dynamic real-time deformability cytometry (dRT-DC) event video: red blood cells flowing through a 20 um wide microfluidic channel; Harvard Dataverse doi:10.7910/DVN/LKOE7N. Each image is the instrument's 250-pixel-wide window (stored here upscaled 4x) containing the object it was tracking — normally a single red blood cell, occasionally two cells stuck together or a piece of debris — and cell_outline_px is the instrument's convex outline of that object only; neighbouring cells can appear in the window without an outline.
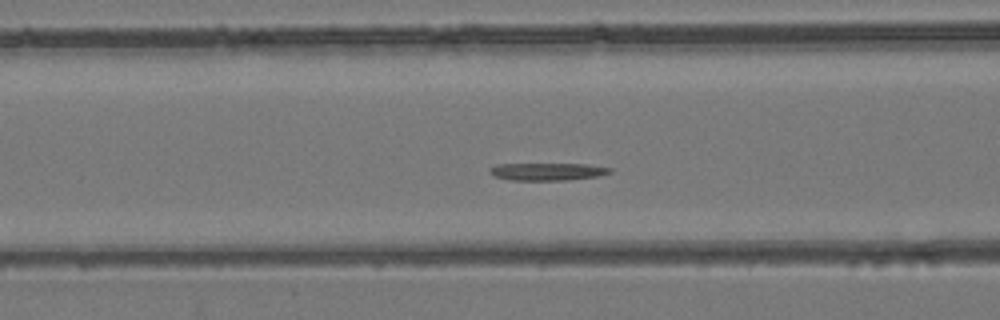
{"species": "common noctule bat (a hibernating species)", "species_latin": "Nyctalus noctula", "temperature_condition": "room temperature", "stored_images_in_passage": 44, "camera_frame_rate_fps": 3000, "um_per_image_px": 0.085, "animal": {"sex": "female", "body_mass_g": 24.6, "forearm_length_mm": 56.2}, "frame": {"image": 1, "passage_image": 12, "time_ms": 3.667, "image_size_px": [1000, 320], "cell_outline_px": [[612, 172], [600, 176], [568, 180], [512, 180], [496, 176], [488, 172], [488, 168], [496, 164], [588, 164], [612, 168]], "centroid_in_image_um": [46.56, 14.58], "position_along_channel_um": 120.0, "area_um2": 12.31}}
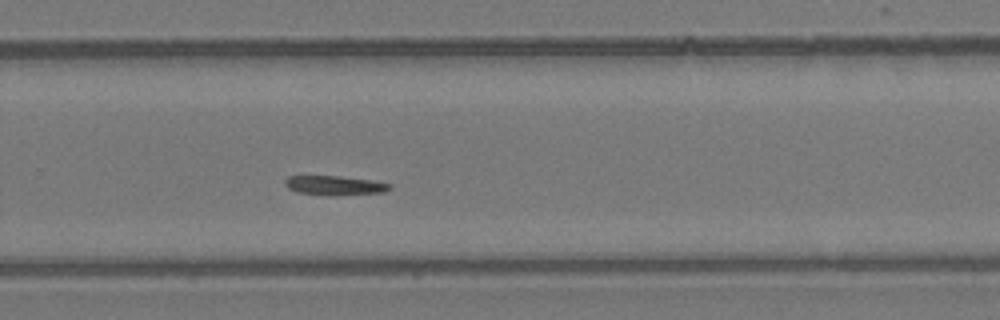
{"frame": {"image": 2, "passage_image": 26, "time_ms": 8.333, "image_size_px": [1000, 320], "cell_outline_px": [[392, 188], [384, 192], [328, 196], [296, 192], [288, 188], [284, 184], [284, 180], [288, 176], [340, 176], [372, 180], [392, 184]], "centroid_in_image_um": [28.44, 15.76], "position_along_channel_um": 301.4, "area_um2": 11.96}}
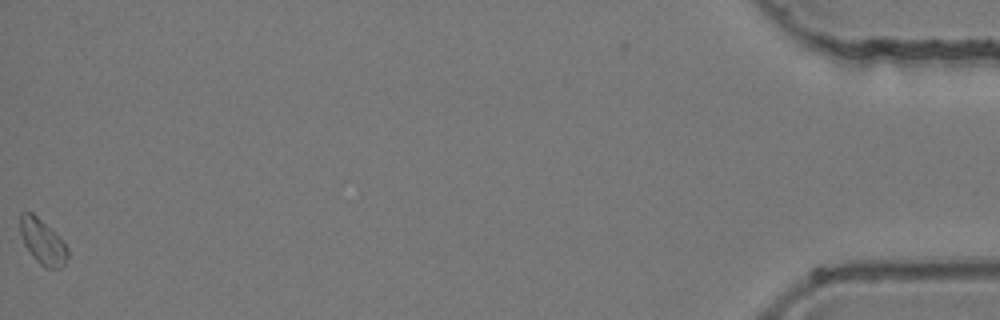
{"frame": {"image": 3, "passage_image": 44, "time_ms": 14.333, "image_size_px": [1000, 320], "cell_outline_px": [[68, 256], [64, 264], [60, 268], [44, 268], [32, 256], [24, 244], [20, 232], [20, 212], [32, 212], [64, 240], [68, 248]], "centroid_in_image_um": [3.63, 20.55], "position_along_channel_um": 431.6, "area_um2": 12.54}}